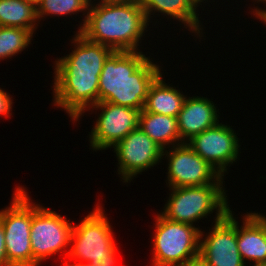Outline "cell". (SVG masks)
<instances>
[{
	"instance_id": "obj_13",
	"label": "cell",
	"mask_w": 266,
	"mask_h": 266,
	"mask_svg": "<svg viewBox=\"0 0 266 266\" xmlns=\"http://www.w3.org/2000/svg\"><path fill=\"white\" fill-rule=\"evenodd\" d=\"M209 231L200 232L199 245V255L208 266H246L237 247V221L231 210Z\"/></svg>"
},
{
	"instance_id": "obj_16",
	"label": "cell",
	"mask_w": 266,
	"mask_h": 266,
	"mask_svg": "<svg viewBox=\"0 0 266 266\" xmlns=\"http://www.w3.org/2000/svg\"><path fill=\"white\" fill-rule=\"evenodd\" d=\"M149 23L152 17L164 15L168 19L179 21L180 25L194 33L197 38L203 37V24L199 20L197 6L192 0H139ZM152 13V14H151ZM159 13V14H158ZM153 15V16H151ZM151 18V19H150ZM182 23V24H181Z\"/></svg>"
},
{
	"instance_id": "obj_12",
	"label": "cell",
	"mask_w": 266,
	"mask_h": 266,
	"mask_svg": "<svg viewBox=\"0 0 266 266\" xmlns=\"http://www.w3.org/2000/svg\"><path fill=\"white\" fill-rule=\"evenodd\" d=\"M237 134L232 126L219 122L216 126L194 135L187 143L195 153L224 177L231 164L239 160L241 145Z\"/></svg>"
},
{
	"instance_id": "obj_25",
	"label": "cell",
	"mask_w": 266,
	"mask_h": 266,
	"mask_svg": "<svg viewBox=\"0 0 266 266\" xmlns=\"http://www.w3.org/2000/svg\"><path fill=\"white\" fill-rule=\"evenodd\" d=\"M178 266H208V264L200 255H198L192 259L186 260Z\"/></svg>"
},
{
	"instance_id": "obj_28",
	"label": "cell",
	"mask_w": 266,
	"mask_h": 266,
	"mask_svg": "<svg viewBox=\"0 0 266 266\" xmlns=\"http://www.w3.org/2000/svg\"><path fill=\"white\" fill-rule=\"evenodd\" d=\"M192 1L197 7H199V5H202L201 3H203L204 1H205L204 3H206V1L208 2V0H192Z\"/></svg>"
},
{
	"instance_id": "obj_21",
	"label": "cell",
	"mask_w": 266,
	"mask_h": 266,
	"mask_svg": "<svg viewBox=\"0 0 266 266\" xmlns=\"http://www.w3.org/2000/svg\"><path fill=\"white\" fill-rule=\"evenodd\" d=\"M33 34L24 28L0 26V61L20 54L32 44Z\"/></svg>"
},
{
	"instance_id": "obj_15",
	"label": "cell",
	"mask_w": 266,
	"mask_h": 266,
	"mask_svg": "<svg viewBox=\"0 0 266 266\" xmlns=\"http://www.w3.org/2000/svg\"><path fill=\"white\" fill-rule=\"evenodd\" d=\"M242 217L243 225L237 221V247L243 262L266 264V216L251 211Z\"/></svg>"
},
{
	"instance_id": "obj_2",
	"label": "cell",
	"mask_w": 266,
	"mask_h": 266,
	"mask_svg": "<svg viewBox=\"0 0 266 266\" xmlns=\"http://www.w3.org/2000/svg\"><path fill=\"white\" fill-rule=\"evenodd\" d=\"M142 51L113 52L99 76L98 102L143 110L149 88L162 73Z\"/></svg>"
},
{
	"instance_id": "obj_27",
	"label": "cell",
	"mask_w": 266,
	"mask_h": 266,
	"mask_svg": "<svg viewBox=\"0 0 266 266\" xmlns=\"http://www.w3.org/2000/svg\"><path fill=\"white\" fill-rule=\"evenodd\" d=\"M62 261H63L61 263L62 266H84V264L81 265V264H78V263H70V261L67 260V259H65V261L64 260H62Z\"/></svg>"
},
{
	"instance_id": "obj_10",
	"label": "cell",
	"mask_w": 266,
	"mask_h": 266,
	"mask_svg": "<svg viewBox=\"0 0 266 266\" xmlns=\"http://www.w3.org/2000/svg\"><path fill=\"white\" fill-rule=\"evenodd\" d=\"M92 109V110H91ZM87 111H101L89 135L92 150H106L139 126L141 109L98 102Z\"/></svg>"
},
{
	"instance_id": "obj_8",
	"label": "cell",
	"mask_w": 266,
	"mask_h": 266,
	"mask_svg": "<svg viewBox=\"0 0 266 266\" xmlns=\"http://www.w3.org/2000/svg\"><path fill=\"white\" fill-rule=\"evenodd\" d=\"M72 227L73 222L68 221L66 216L33 202L30 233L33 266H40L48 257L63 252L62 259H66Z\"/></svg>"
},
{
	"instance_id": "obj_24",
	"label": "cell",
	"mask_w": 266,
	"mask_h": 266,
	"mask_svg": "<svg viewBox=\"0 0 266 266\" xmlns=\"http://www.w3.org/2000/svg\"><path fill=\"white\" fill-rule=\"evenodd\" d=\"M261 2V3H265L266 6V0H253V2ZM256 8V9H255ZM253 10V11H252ZM251 10V14H253V16H255V18H258L260 21H264L266 19V9H262L260 7H254V9Z\"/></svg>"
},
{
	"instance_id": "obj_5",
	"label": "cell",
	"mask_w": 266,
	"mask_h": 266,
	"mask_svg": "<svg viewBox=\"0 0 266 266\" xmlns=\"http://www.w3.org/2000/svg\"><path fill=\"white\" fill-rule=\"evenodd\" d=\"M224 184L169 188V199L160 213L167 219L195 226L214 211V221L222 219L230 210Z\"/></svg>"
},
{
	"instance_id": "obj_1",
	"label": "cell",
	"mask_w": 266,
	"mask_h": 266,
	"mask_svg": "<svg viewBox=\"0 0 266 266\" xmlns=\"http://www.w3.org/2000/svg\"><path fill=\"white\" fill-rule=\"evenodd\" d=\"M73 50L54 62L53 105L62 108L73 123L98 103L99 76L111 48L87 40L76 32ZM80 118V119H79Z\"/></svg>"
},
{
	"instance_id": "obj_7",
	"label": "cell",
	"mask_w": 266,
	"mask_h": 266,
	"mask_svg": "<svg viewBox=\"0 0 266 266\" xmlns=\"http://www.w3.org/2000/svg\"><path fill=\"white\" fill-rule=\"evenodd\" d=\"M24 186H17L8 207L0 211L10 266H33L31 248L32 200ZM27 191V192H26Z\"/></svg>"
},
{
	"instance_id": "obj_17",
	"label": "cell",
	"mask_w": 266,
	"mask_h": 266,
	"mask_svg": "<svg viewBox=\"0 0 266 266\" xmlns=\"http://www.w3.org/2000/svg\"><path fill=\"white\" fill-rule=\"evenodd\" d=\"M162 74L151 84L143 111L177 118L187 95L185 96L176 87L165 83Z\"/></svg>"
},
{
	"instance_id": "obj_26",
	"label": "cell",
	"mask_w": 266,
	"mask_h": 266,
	"mask_svg": "<svg viewBox=\"0 0 266 266\" xmlns=\"http://www.w3.org/2000/svg\"><path fill=\"white\" fill-rule=\"evenodd\" d=\"M132 1H137V0H101V1L98 0V2L101 3H117V2H132Z\"/></svg>"
},
{
	"instance_id": "obj_6",
	"label": "cell",
	"mask_w": 266,
	"mask_h": 266,
	"mask_svg": "<svg viewBox=\"0 0 266 266\" xmlns=\"http://www.w3.org/2000/svg\"><path fill=\"white\" fill-rule=\"evenodd\" d=\"M151 266H178L199 255L200 227L175 222L157 213Z\"/></svg>"
},
{
	"instance_id": "obj_20",
	"label": "cell",
	"mask_w": 266,
	"mask_h": 266,
	"mask_svg": "<svg viewBox=\"0 0 266 266\" xmlns=\"http://www.w3.org/2000/svg\"><path fill=\"white\" fill-rule=\"evenodd\" d=\"M89 5V0H38L36 2L37 17L40 23L47 16H51L52 18V16L63 17L66 15L67 17V15H77L79 12H82L84 19H81L83 22L78 25L79 29L77 30V32H80L85 24Z\"/></svg>"
},
{
	"instance_id": "obj_19",
	"label": "cell",
	"mask_w": 266,
	"mask_h": 266,
	"mask_svg": "<svg viewBox=\"0 0 266 266\" xmlns=\"http://www.w3.org/2000/svg\"><path fill=\"white\" fill-rule=\"evenodd\" d=\"M39 20L36 2L31 0H0V26L19 27L36 32Z\"/></svg>"
},
{
	"instance_id": "obj_29",
	"label": "cell",
	"mask_w": 266,
	"mask_h": 266,
	"mask_svg": "<svg viewBox=\"0 0 266 266\" xmlns=\"http://www.w3.org/2000/svg\"><path fill=\"white\" fill-rule=\"evenodd\" d=\"M252 266H266V264H262V265H252Z\"/></svg>"
},
{
	"instance_id": "obj_4",
	"label": "cell",
	"mask_w": 266,
	"mask_h": 266,
	"mask_svg": "<svg viewBox=\"0 0 266 266\" xmlns=\"http://www.w3.org/2000/svg\"><path fill=\"white\" fill-rule=\"evenodd\" d=\"M99 205L98 202L79 224H73L66 259L81 265L118 266L114 230L104 214L103 205Z\"/></svg>"
},
{
	"instance_id": "obj_22",
	"label": "cell",
	"mask_w": 266,
	"mask_h": 266,
	"mask_svg": "<svg viewBox=\"0 0 266 266\" xmlns=\"http://www.w3.org/2000/svg\"><path fill=\"white\" fill-rule=\"evenodd\" d=\"M13 99L9 93L0 87V117L8 118L12 115Z\"/></svg>"
},
{
	"instance_id": "obj_9",
	"label": "cell",
	"mask_w": 266,
	"mask_h": 266,
	"mask_svg": "<svg viewBox=\"0 0 266 266\" xmlns=\"http://www.w3.org/2000/svg\"><path fill=\"white\" fill-rule=\"evenodd\" d=\"M168 149V150H167ZM163 150L167 157L168 188L201 186L206 184H223L222 177L212 166L203 160L184 142ZM168 182V183H167Z\"/></svg>"
},
{
	"instance_id": "obj_18",
	"label": "cell",
	"mask_w": 266,
	"mask_h": 266,
	"mask_svg": "<svg viewBox=\"0 0 266 266\" xmlns=\"http://www.w3.org/2000/svg\"><path fill=\"white\" fill-rule=\"evenodd\" d=\"M138 127L163 149L184 143L176 117L141 110Z\"/></svg>"
},
{
	"instance_id": "obj_23",
	"label": "cell",
	"mask_w": 266,
	"mask_h": 266,
	"mask_svg": "<svg viewBox=\"0 0 266 266\" xmlns=\"http://www.w3.org/2000/svg\"><path fill=\"white\" fill-rule=\"evenodd\" d=\"M5 232L0 220V266H10L7 260L5 247Z\"/></svg>"
},
{
	"instance_id": "obj_3",
	"label": "cell",
	"mask_w": 266,
	"mask_h": 266,
	"mask_svg": "<svg viewBox=\"0 0 266 266\" xmlns=\"http://www.w3.org/2000/svg\"><path fill=\"white\" fill-rule=\"evenodd\" d=\"M149 22L139 0L90 2L87 18L79 32L87 40L118 51H140L141 38ZM140 43V44H139Z\"/></svg>"
},
{
	"instance_id": "obj_11",
	"label": "cell",
	"mask_w": 266,
	"mask_h": 266,
	"mask_svg": "<svg viewBox=\"0 0 266 266\" xmlns=\"http://www.w3.org/2000/svg\"><path fill=\"white\" fill-rule=\"evenodd\" d=\"M118 161L117 172L125 184L145 170L159 165L163 160V148L139 127L131 131L113 147Z\"/></svg>"
},
{
	"instance_id": "obj_14",
	"label": "cell",
	"mask_w": 266,
	"mask_h": 266,
	"mask_svg": "<svg viewBox=\"0 0 266 266\" xmlns=\"http://www.w3.org/2000/svg\"><path fill=\"white\" fill-rule=\"evenodd\" d=\"M207 97H186L182 109L177 116L178 131L183 142L194 135L216 126L219 121V109Z\"/></svg>"
}]
</instances>
